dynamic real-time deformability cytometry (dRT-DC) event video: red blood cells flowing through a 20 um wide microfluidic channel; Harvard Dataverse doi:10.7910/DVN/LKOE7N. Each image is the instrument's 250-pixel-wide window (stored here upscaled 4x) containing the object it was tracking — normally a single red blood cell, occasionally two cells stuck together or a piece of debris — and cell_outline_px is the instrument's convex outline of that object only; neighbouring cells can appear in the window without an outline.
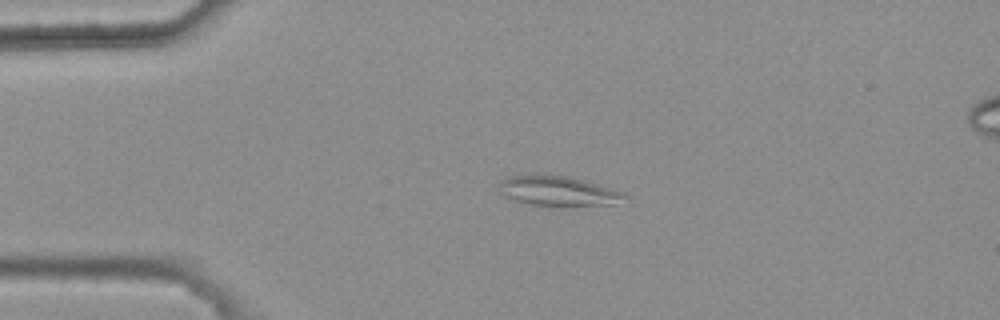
{"species": "common noctule bat (a hibernating species)", "species_latin": "Nyctalus noctula", "temperature_condition": "warm", "stored_images_in_passage": 2, "camera_frame_rate_fps": 3000, "um_per_image_px": 0.085, "animal": {"sex": "female", "body_mass_g": 25.1}, "frame": {"image": 1, "passage_image": 1, "time_ms": 0.0, "image_size_px": [1000, 320], "cell_outline_px": [[628, 196], [616, 204], [560, 208], [532, 204], [516, 200], [500, 192], [500, 184], [504, 180], [512, 176], [564, 176], [584, 180], [620, 192]], "centroid_in_image_um": [47.51, 16.3], "position_along_channel_um": 37.5, "area_um2": 21.39}}